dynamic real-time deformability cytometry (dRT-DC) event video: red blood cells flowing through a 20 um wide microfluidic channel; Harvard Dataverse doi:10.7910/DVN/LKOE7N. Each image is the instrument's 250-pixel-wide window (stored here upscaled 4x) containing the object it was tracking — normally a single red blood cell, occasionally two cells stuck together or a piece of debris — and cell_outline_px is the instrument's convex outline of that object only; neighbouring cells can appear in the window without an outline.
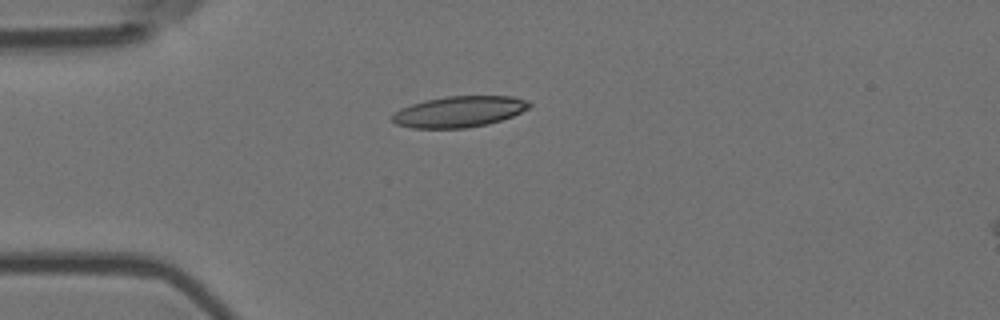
{"species": "Egyptian fruit bat (a non-hibernating species)", "species_latin": "Rousettus aegyptiacus", "temperature_condition": "room temperature", "stored_images_in_passage": 1, "camera_frame_rate_fps": 3000, "um_per_image_px": 0.085, "animal": {"sex": "female"}, "frame": {"image": 1, "passage_image": 1, "time_ms": 0.0, "image_size_px": [1000, 320], "cell_outline_px": [[532, 104], [528, 108], [512, 116], [488, 124], [464, 128], [412, 128], [396, 124], [392, 120], [392, 116], [400, 108], [412, 104], [428, 100], [448, 96], [512, 96], [528, 100]], "centroid_in_image_um": [39.04, 9.49], "position_along_channel_um": 46.0, "area_um2": 24.57}}